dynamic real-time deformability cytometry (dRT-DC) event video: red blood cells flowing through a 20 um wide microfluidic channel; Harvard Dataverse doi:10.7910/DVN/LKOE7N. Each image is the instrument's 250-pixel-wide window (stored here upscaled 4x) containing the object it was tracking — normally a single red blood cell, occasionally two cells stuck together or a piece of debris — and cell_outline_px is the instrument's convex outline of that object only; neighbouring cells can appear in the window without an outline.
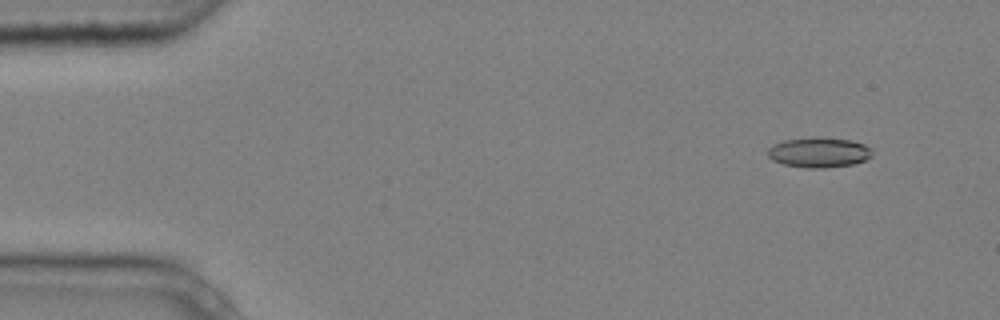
{"species": "common noctule bat (a hibernating species)", "species_latin": "Nyctalus noctula", "temperature_condition": "cold", "stored_images_in_passage": 6, "camera_frame_rate_fps": 3000, "um_per_image_px": 0.085, "animal": {"sex": "male", "body_mass_g": 20.4}, "frame": {"image": 1, "passage_image": 2, "time_ms": 0.333, "image_size_px": [1000, 320], "cell_outline_px": [[872, 156], [864, 160], [852, 164], [824, 168], [808, 168], [784, 164], [772, 160], [768, 156], [768, 148], [772, 144], [784, 140], [812, 136], [852, 140], [864, 144], [872, 152]], "centroid_in_image_um": [69.57, 12.94], "position_along_channel_um": 15.4, "area_um2": 18.38}}
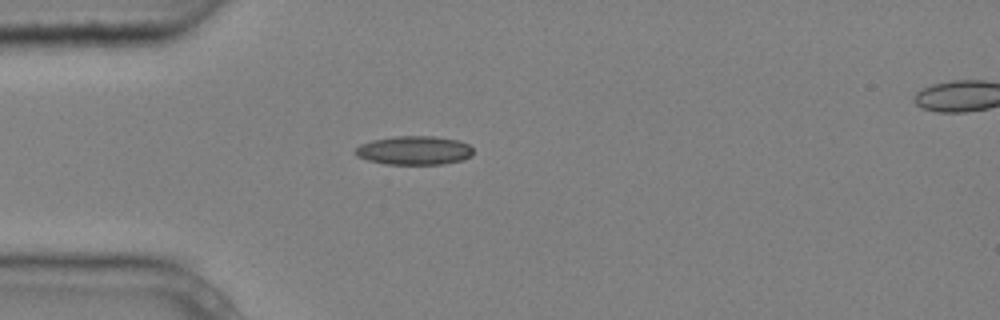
{"frame": {"image": 2, "passage_image": 5, "time_ms": 1.333, "image_size_px": [1000, 320], "cell_outline_px": [[472, 156], [464, 160], [444, 164], [384, 164], [368, 160], [356, 156], [356, 148], [360, 144], [372, 140], [396, 136], [432, 136], [460, 140], [468, 144], [472, 148]], "centroid_in_image_um": [35.23, 12.78], "position_along_channel_um": 49.8, "area_um2": 19.88}}